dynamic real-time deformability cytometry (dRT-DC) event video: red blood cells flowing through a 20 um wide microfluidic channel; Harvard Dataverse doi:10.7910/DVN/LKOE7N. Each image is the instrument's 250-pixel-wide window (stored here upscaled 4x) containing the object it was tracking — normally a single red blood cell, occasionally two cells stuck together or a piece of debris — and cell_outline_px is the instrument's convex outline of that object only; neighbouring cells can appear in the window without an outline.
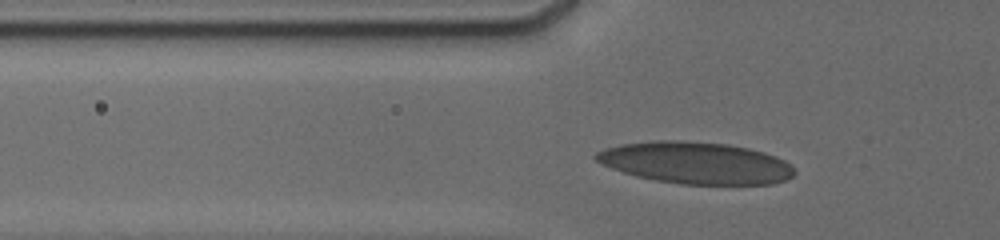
{"species": "human", "species_latin": "Homo sapiens", "temperature_condition": "cold", "stored_images_in_passage": 39, "camera_frame_rate_fps": 3000, "um_per_image_px": 0.085, "donor": {"sex": "male"}, "frame": {"image": 1, "passage_image": 8, "time_ms": 2.333, "image_size_px": [1000, 240], "cell_outline_px": [[796, 172], [788, 180], [772, 184], [680, 184], [656, 180], [636, 176], [612, 168], [596, 160], [592, 156], [596, 152], [608, 148], [624, 144], [656, 140], [680, 140], [728, 144], [748, 148], [764, 152], [776, 156], [784, 160]], "centroid_in_image_um": [59.16, 13.84], "position_along_channel_um": 66.6, "area_um2": 48.15}}
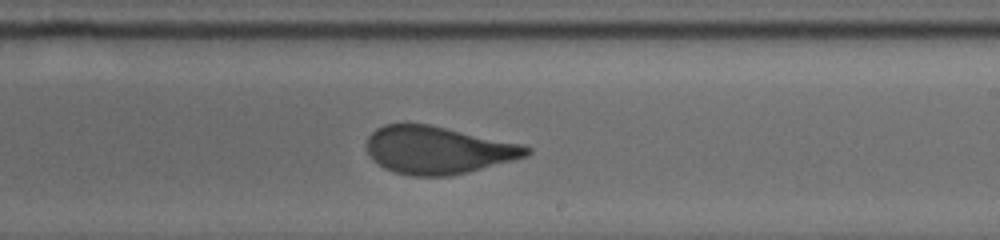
{"frame": {"image": 2, "passage_image": 25, "time_ms": 7.333, "image_size_px": [1000, 240], "cell_outline_px": [[532, 152], [528, 156], [468, 172], [448, 176], [412, 176], [396, 172], [384, 168], [368, 152], [368, 136], [376, 128], [384, 124], [428, 124], [524, 144], [532, 148]], "centroid_in_image_um": [37.28, 12.75], "position_along_channel_um": 251.7, "area_um2": 44.1}}
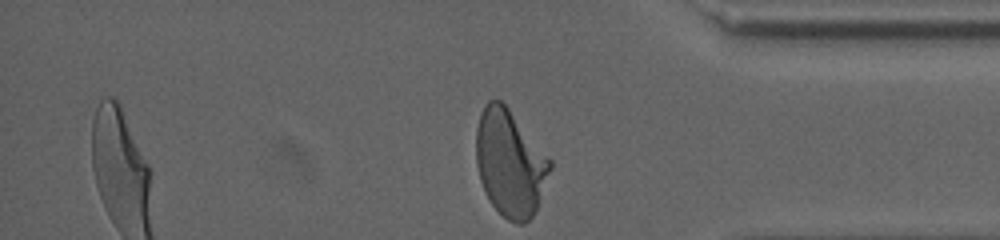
{"frame": {"image": 3, "passage_image": 39, "time_ms": 11.333, "image_size_px": [1000, 240], "cell_outline_px": [[552, 168], [536, 208], [532, 216], [524, 224], [516, 224], [508, 220], [492, 204], [480, 180], [476, 164], [476, 128], [480, 112], [488, 100], [500, 100], [508, 108], [552, 160]], "centroid_in_image_um": [43.35, 13.85], "position_along_channel_um": 391.9, "area_um2": 45.6}, "authors_computed_cell_mechanics": {"area_um2": 45.4308, "velocity_mm_per_s": 3.7929, "shape_relaxation_time_tau1_ms": 6.842, "shape_relaxation_time_tau2_ms": null, "deformation_change_tau1": 0.2061, "deformation_change_tau2": null}}